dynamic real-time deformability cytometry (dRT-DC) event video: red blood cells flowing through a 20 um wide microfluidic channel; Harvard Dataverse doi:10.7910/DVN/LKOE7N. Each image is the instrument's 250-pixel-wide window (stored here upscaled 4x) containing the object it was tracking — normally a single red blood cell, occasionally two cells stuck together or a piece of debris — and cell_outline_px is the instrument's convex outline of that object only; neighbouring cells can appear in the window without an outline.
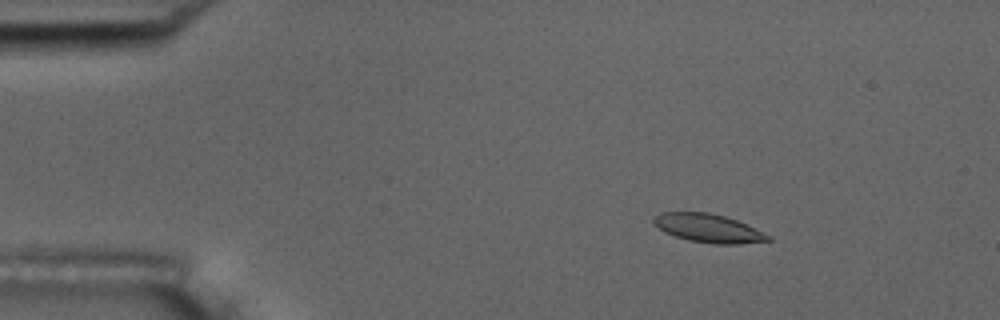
{"species": "common noctule bat (a hibernating species)", "species_latin": "Nyctalus noctula", "temperature_condition": "room temperature", "stored_images_in_passage": 5, "camera_frame_rate_fps": 3000, "um_per_image_px": 0.085, "animal": {"sex": "male", "body_mass_g": 17.5, "forearm_length_mm": 52.3}, "frame": {"image": 1, "passage_image": 3, "time_ms": 0.667, "image_size_px": [1000, 320], "cell_outline_px": [[772, 240], [736, 244], [716, 244], [688, 240], [664, 232], [652, 224], [652, 220], [660, 212], [708, 212], [724, 216], [736, 220], [772, 236]], "centroid_in_image_um": [60.18, 19.39], "position_along_channel_um": 24.8, "area_um2": 18.9}}